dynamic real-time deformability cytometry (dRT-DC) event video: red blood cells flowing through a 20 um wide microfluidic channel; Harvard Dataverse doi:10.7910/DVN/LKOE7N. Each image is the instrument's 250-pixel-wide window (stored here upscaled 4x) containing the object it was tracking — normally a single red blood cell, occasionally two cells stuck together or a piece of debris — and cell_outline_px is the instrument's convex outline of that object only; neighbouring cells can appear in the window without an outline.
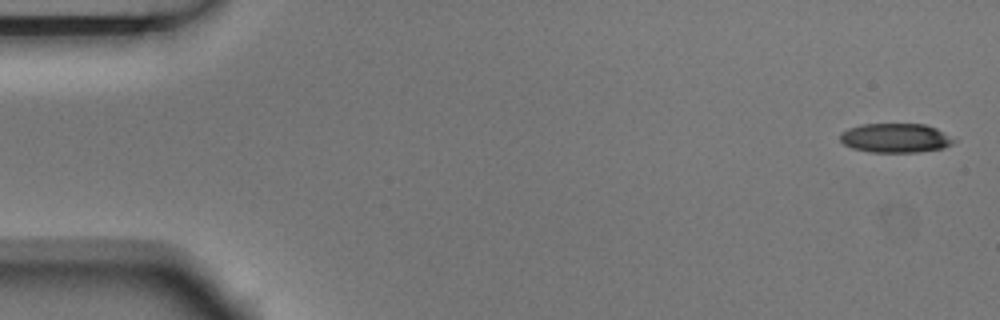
{"species": "Egyptian fruit bat (a non-hibernating species)", "species_latin": "Rousettus aegyptiacus", "temperature_condition": "room temperature", "stored_images_in_passage": 5, "camera_frame_rate_fps": 3000, "um_per_image_px": 0.085, "animal": {"sex": "male"}, "frame": {"image": 1, "passage_image": 1, "time_ms": 0.0, "image_size_px": [1000, 320], "cell_outline_px": [[956, 140], [952, 144], [944, 148], [920, 152], [872, 152], [852, 148], [844, 144], [840, 140], [840, 132], [848, 128], [860, 124], [924, 124], [936, 128]], "centroid_in_image_um": [76.1, 11.73], "position_along_channel_um": 8.9, "area_um2": 19.42}}
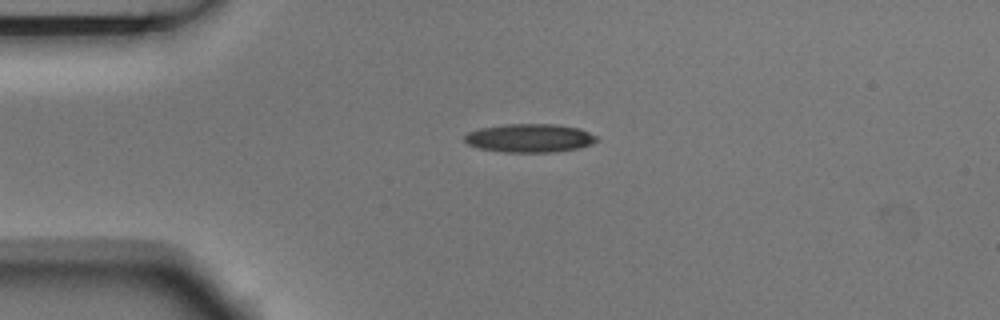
{"frame": {"image": 2, "passage_image": 4, "time_ms": 1.0, "image_size_px": [1000, 320], "cell_outline_px": [[600, 140], [592, 144], [580, 148], [552, 152], [504, 152], [480, 148], [468, 144], [464, 140], [464, 136], [468, 132], [480, 128], [504, 124], [556, 124], [580, 128], [596, 136]], "centroid_in_image_um": [45.05, 11.73], "position_along_channel_um": 40.0, "area_um2": 22.02}}